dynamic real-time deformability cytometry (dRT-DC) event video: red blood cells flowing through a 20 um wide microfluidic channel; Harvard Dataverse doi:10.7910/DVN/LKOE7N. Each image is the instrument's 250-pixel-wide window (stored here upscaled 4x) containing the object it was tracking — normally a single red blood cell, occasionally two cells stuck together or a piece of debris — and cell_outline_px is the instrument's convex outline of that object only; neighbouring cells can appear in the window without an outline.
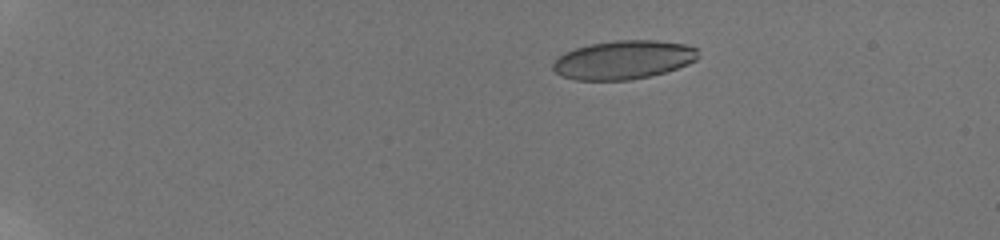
{"species": "human", "species_latin": "Homo sapiens", "temperature_condition": "room temperature", "stored_images_in_passage": 41, "camera_frame_rate_fps": 3000, "um_per_image_px": 0.085, "donor": {"sex": "male"}, "frame": {"image": 1, "passage_image": 2, "time_ms": 0.333, "image_size_px": [1000, 240], "cell_outline_px": [[700, 56], [696, 60], [688, 64], [664, 72], [648, 76], [628, 80], [576, 80], [564, 76], [556, 72], [552, 68], [552, 64], [564, 52], [588, 44], [616, 40], [656, 40], [684, 44], [696, 48]], "centroid_in_image_um": [53.0, 5.08], "position_along_channel_um": 32.0, "area_um2": 32.6}}
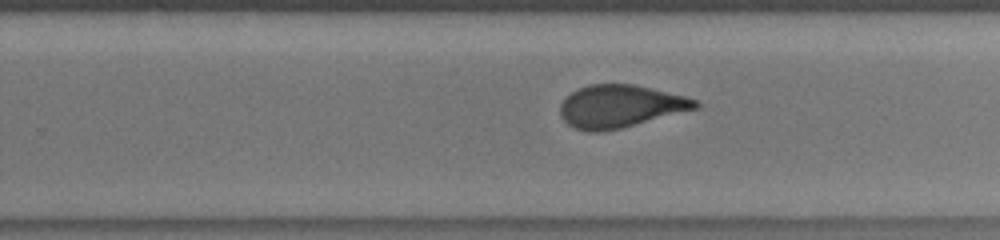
{"frame": {"image": 2, "passage_image": 24, "time_ms": 7.667, "image_size_px": [1000, 240], "cell_outline_px": [[700, 104], [696, 108], [620, 128], [600, 132], [588, 132], [576, 128], [568, 124], [560, 116], [560, 104], [576, 88], [588, 84], [632, 84], [684, 96], [696, 100]], "centroid_in_image_um": [52.65, 9.03], "position_along_channel_um": 277.2, "area_um2": 33.06}}
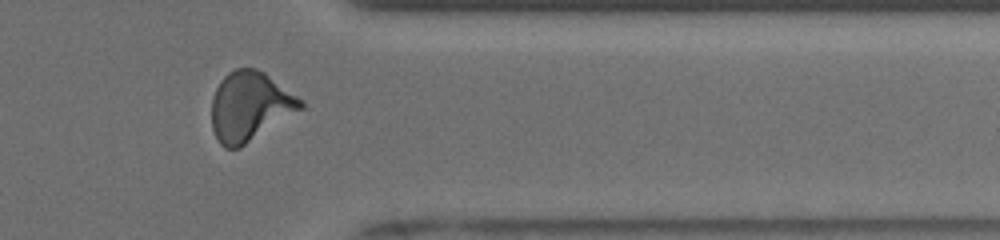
{"frame": {"image": 3, "passage_image": 33, "time_ms": 10.667, "image_size_px": [1000, 240], "cell_outline_px": [[304, 108], [240, 148], [224, 148], [220, 144], [212, 128], [212, 100], [216, 88], [220, 80], [228, 72], [236, 68], [256, 68], [264, 72], [304, 100]], "centroid_in_image_um": [21.25, 9.04], "position_along_channel_um": 390.1, "area_um2": 36.07}, "authors_computed_cell_mechanics": {"area_um2": 33.7552, "velocity_mm_per_s": 3.862, "shape_relaxation_time_tau1_ms": null, "shape_relaxation_time_tau2_ms": 0.9816, "deformation_change_tau1": null, "deformation_change_tau2": 0.0654}}